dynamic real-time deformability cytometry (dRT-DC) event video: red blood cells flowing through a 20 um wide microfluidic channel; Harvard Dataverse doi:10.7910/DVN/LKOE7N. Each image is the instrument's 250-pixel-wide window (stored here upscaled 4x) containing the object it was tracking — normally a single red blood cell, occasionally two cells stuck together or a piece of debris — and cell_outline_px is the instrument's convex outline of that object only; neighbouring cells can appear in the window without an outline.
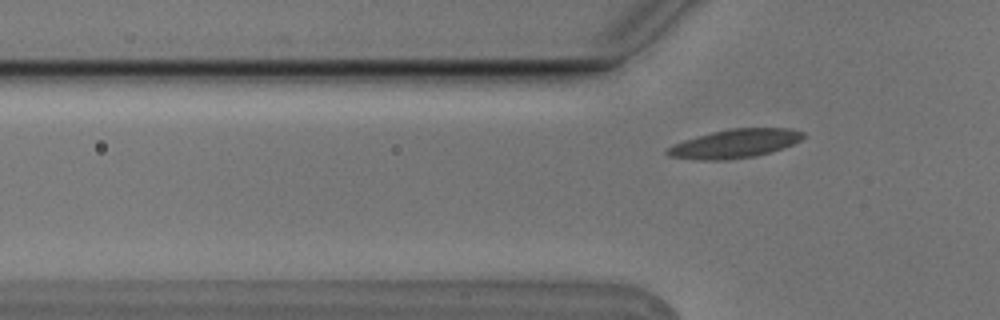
{"species": "Egyptian fruit bat (a non-hibernating species)", "species_latin": "Rousettus aegyptiacus", "temperature_condition": "cold", "stored_images_in_passage": 3, "camera_frame_rate_fps": 3000, "um_per_image_px": 0.085, "animal": {"sex": "male"}, "frame": {"image": 1, "passage_image": 3, "time_ms": 0.667, "image_size_px": [1000, 320], "cell_outline_px": [[804, 136], [800, 140], [792, 144], [756, 156], [724, 160], [700, 160], [668, 156], [664, 152], [668, 148], [684, 140], [696, 136], [712, 132], [732, 128], [792, 128], [804, 132]], "centroid_in_image_um": [62.45, 12.2], "position_along_channel_um": 63.4, "area_um2": 22.48}}